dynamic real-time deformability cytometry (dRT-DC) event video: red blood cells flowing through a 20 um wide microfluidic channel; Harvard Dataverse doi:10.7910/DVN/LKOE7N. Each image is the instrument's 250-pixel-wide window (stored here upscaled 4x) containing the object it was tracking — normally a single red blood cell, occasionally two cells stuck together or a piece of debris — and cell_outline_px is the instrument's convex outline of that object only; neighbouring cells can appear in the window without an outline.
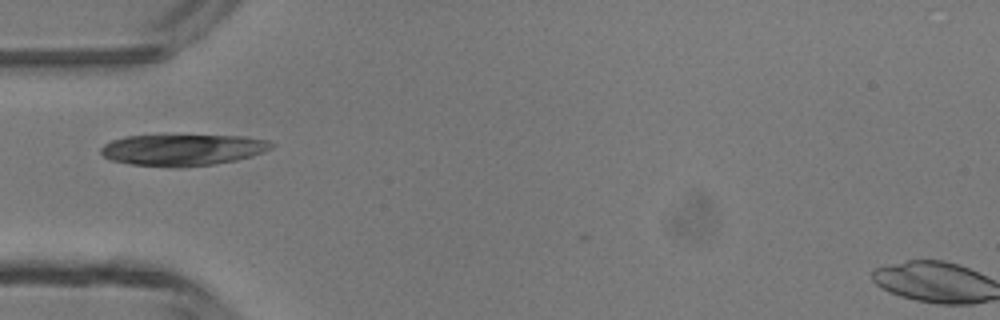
{"species": "common noctule bat (a hibernating species)", "species_latin": "Nyctalus noctula", "temperature_condition": "room temperature", "stored_images_in_passage": 2, "camera_frame_rate_fps": 3000, "um_per_image_px": 0.085, "animal": {"sex": "male", "body_mass_g": 13.3}, "frame": {"image": 1, "passage_image": 1, "time_ms": 0.0, "image_size_px": [1000, 320], "cell_outline_px": [[276, 144], [272, 148], [252, 156], [236, 160], [212, 164], [180, 168], [176, 168], [132, 164], [112, 160], [104, 156], [100, 152], [100, 148], [104, 144], [112, 140], [124, 136], [244, 136], [268, 140]], "centroid_in_image_um": [15.54, 12.74], "position_along_channel_um": 69.5, "area_um2": 31.1}}
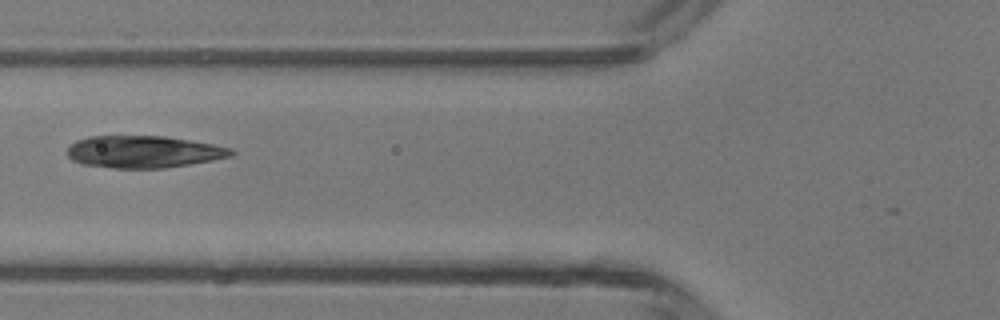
{"frame": {"image": 2, "passage_image": 2, "time_ms": 1.0, "image_size_px": [1000, 320], "cell_outline_px": [[236, 152], [232, 156], [212, 160], [164, 168], [112, 168], [80, 164], [72, 160], [68, 156], [68, 148], [76, 140], [88, 136], [164, 136], [212, 144], [232, 148]], "centroid_in_image_um": [12.19, 12.9], "position_along_channel_um": 113.6, "area_um2": 30.63}}